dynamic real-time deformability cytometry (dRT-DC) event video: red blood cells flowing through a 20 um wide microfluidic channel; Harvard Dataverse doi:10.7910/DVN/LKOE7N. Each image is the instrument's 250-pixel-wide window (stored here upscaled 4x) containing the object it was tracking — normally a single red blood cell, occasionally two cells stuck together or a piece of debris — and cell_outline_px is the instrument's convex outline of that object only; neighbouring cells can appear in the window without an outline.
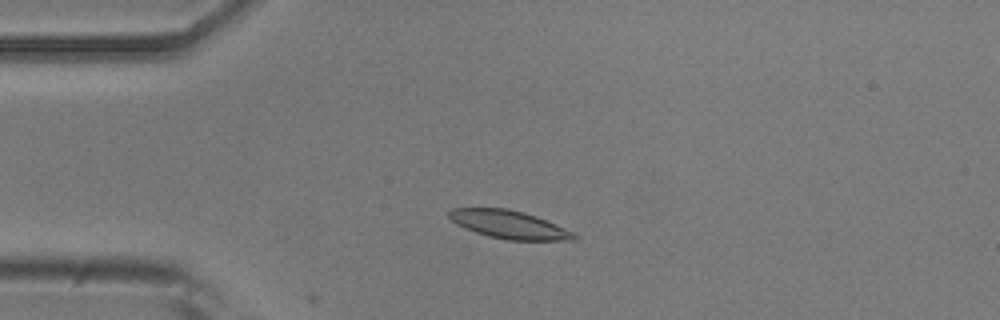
{"species": "common noctule bat (a hibernating species)", "species_latin": "Nyctalus noctula", "temperature_condition": "room temperature", "stored_images_in_passage": 12, "camera_frame_rate_fps": 3000, "um_per_image_px": 0.085, "animal": {"sex": "male", "body_mass_g": 20.5, "forearm_length_mm": 52.5}, "frame": {"image": 1, "passage_image": 10, "time_ms": 3.0, "image_size_px": [1000, 320], "cell_outline_px": [[580, 236], [576, 240], [508, 240], [488, 236], [476, 232], [456, 224], [448, 216], [448, 212], [452, 208], [504, 208], [524, 212], [536, 216], [556, 224]], "centroid_in_image_um": [43.28, 19.09], "position_along_channel_um": 41.7, "area_um2": 20.35}}